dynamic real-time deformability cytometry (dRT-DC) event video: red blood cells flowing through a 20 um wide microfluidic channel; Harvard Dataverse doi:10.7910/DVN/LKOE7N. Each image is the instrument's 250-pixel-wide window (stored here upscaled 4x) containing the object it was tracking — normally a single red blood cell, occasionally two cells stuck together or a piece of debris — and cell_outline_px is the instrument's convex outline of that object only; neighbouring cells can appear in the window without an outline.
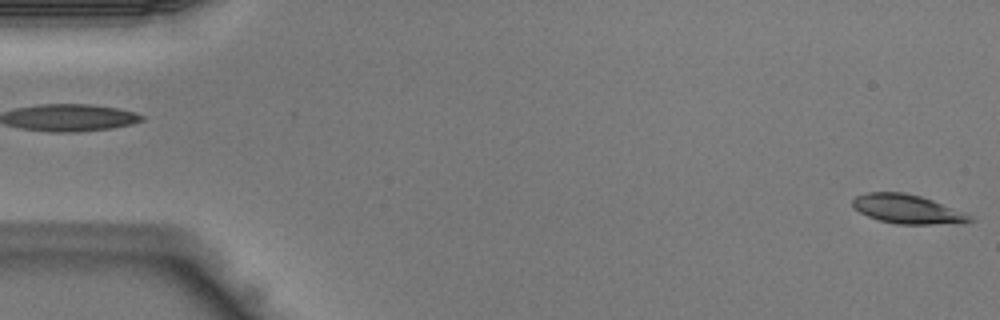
{"species": "Egyptian fruit bat (a non-hibernating species)", "species_latin": "Rousettus aegyptiacus", "temperature_condition": "warm", "stored_images_in_passage": 43, "camera_frame_rate_fps": 3000, "um_per_image_px": 0.085, "animal": {"sex": "male"}, "frame": {"image": 1, "passage_image": 1, "time_ms": 0.0, "image_size_px": [1000, 320], "cell_outline_px": [[976, 220], [964, 224], [900, 224], [880, 220], [868, 216], [860, 212], [852, 204], [852, 200], [856, 196], [868, 192], [904, 192], [920, 196], [932, 200], [964, 212], [972, 216]], "centroid_in_image_um": [77.19, 17.78], "position_along_channel_um": 7.8, "area_um2": 19.83}}
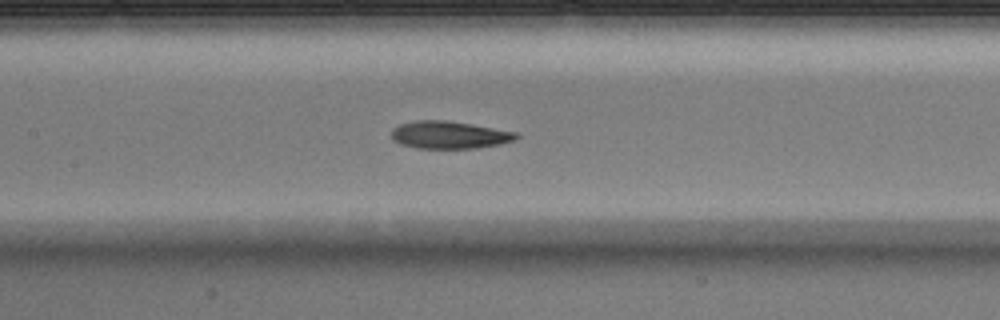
{"frame": {"image": 2, "passage_image": 20, "time_ms": 6.333, "image_size_px": [1000, 320], "cell_outline_px": [[520, 136], [516, 140], [500, 144], [476, 148], [416, 148], [400, 144], [392, 140], [392, 128], [400, 124], [416, 120], [444, 120], [472, 124], [516, 132]], "centroid_in_image_um": [38.19, 11.47], "position_along_channel_um": 169.2, "area_um2": 20.06}}
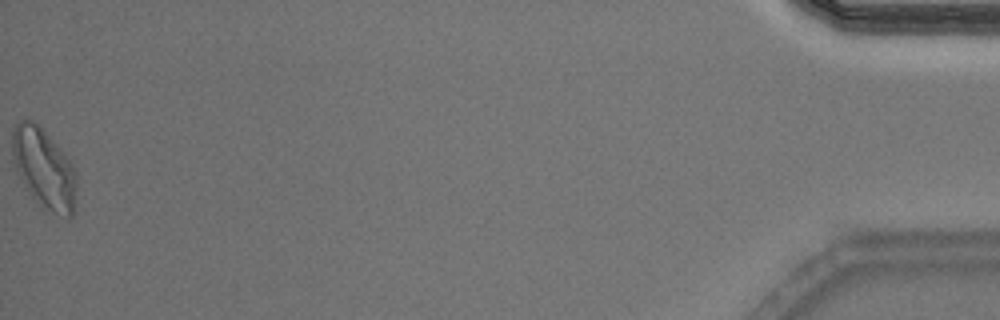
{"frame": {"image": 3, "passage_image": 43, "time_ms": 14.0, "image_size_px": [1000, 320], "cell_outline_px": [[76, 188], [72, 216], [68, 220], [40, 208], [28, 192], [16, 172], [12, 156], [12, 128], [20, 120], [32, 120], [64, 152], [72, 164], [76, 172]], "centroid_in_image_um": [3.73, 14.38], "position_along_channel_um": 431.5, "area_um2": 30.29}}